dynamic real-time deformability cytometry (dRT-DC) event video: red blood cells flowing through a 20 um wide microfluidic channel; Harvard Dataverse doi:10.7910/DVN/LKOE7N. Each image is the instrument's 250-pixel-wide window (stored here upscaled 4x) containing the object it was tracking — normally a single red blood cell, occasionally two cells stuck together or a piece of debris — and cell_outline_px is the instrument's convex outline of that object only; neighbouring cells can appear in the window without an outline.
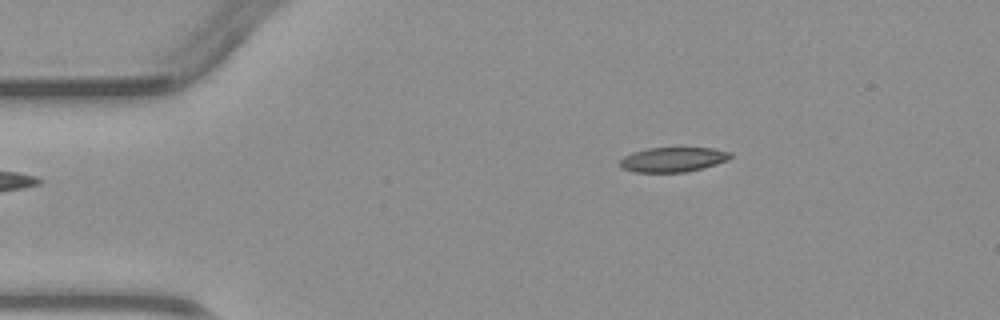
{"species": "common noctule bat (a hibernating species)", "species_latin": "Nyctalus noctula", "temperature_condition": "warm", "stored_images_in_passage": 3, "camera_frame_rate_fps": 3000, "um_per_image_px": 0.085, "animal": {"sex": "male", "body_mass_g": 23.1, "forearm_length_mm": 52.7}, "frame": {"image": 1, "passage_image": 2, "time_ms": 1.333, "image_size_px": [1000, 320], "cell_outline_px": [[732, 156], [728, 160], [716, 164], [688, 172], [636, 172], [620, 168], [620, 160], [624, 156], [632, 152], [648, 148], [712, 148], [732, 152]], "centroid_in_image_um": [57.2, 13.56], "position_along_channel_um": 27.8, "area_um2": 15.95}}